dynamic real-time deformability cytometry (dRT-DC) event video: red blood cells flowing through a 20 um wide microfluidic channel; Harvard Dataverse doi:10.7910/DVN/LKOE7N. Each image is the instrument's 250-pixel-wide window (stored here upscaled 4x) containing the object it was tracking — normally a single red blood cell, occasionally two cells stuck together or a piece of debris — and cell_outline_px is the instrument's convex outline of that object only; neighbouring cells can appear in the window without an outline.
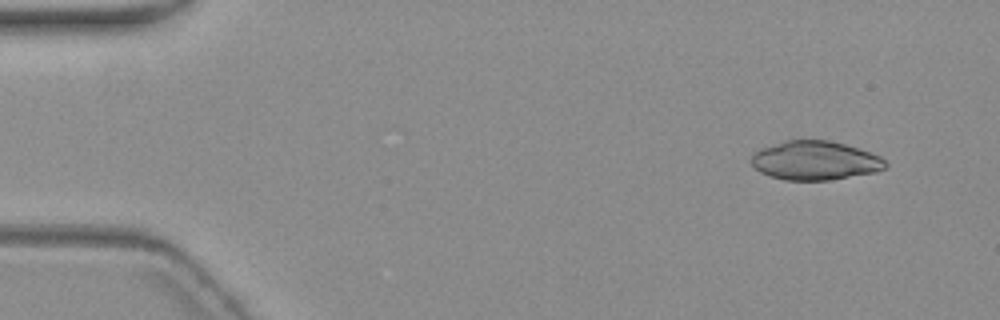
{"species": "common noctule bat (a hibernating species)", "species_latin": "Nyctalus noctula", "temperature_condition": "warm", "stored_images_in_passage": 4, "camera_frame_rate_fps": 3000, "um_per_image_px": 0.085, "animal": {"sex": "female", "body_mass_g": 19.3, "forearm_length_mm": 54.1}, "frame": {"image": 1, "passage_image": 1, "time_ms": 0.0, "image_size_px": [1000, 320], "cell_outline_px": [[888, 168], [876, 172], [828, 180], [784, 180], [760, 172], [752, 164], [752, 156], [760, 148], [784, 140], [828, 140], [844, 144], [880, 156], [888, 164]], "centroid_in_image_um": [69.29, 13.65], "position_along_channel_um": 15.7, "area_um2": 30.29}}